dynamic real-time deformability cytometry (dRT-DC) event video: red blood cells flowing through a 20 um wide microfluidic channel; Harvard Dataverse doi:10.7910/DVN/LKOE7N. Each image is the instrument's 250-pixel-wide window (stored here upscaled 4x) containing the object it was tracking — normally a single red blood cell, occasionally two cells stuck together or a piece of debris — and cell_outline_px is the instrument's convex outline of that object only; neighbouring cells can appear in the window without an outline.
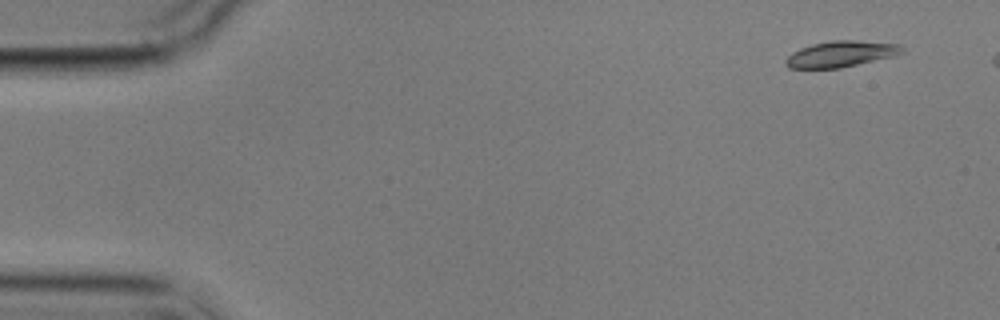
{"species": "common noctule bat (a hibernating species)", "species_latin": "Nyctalus noctula", "temperature_condition": "cold", "stored_images_in_passage": 9, "camera_frame_rate_fps": 3000, "um_per_image_px": 0.085, "animal": {"sex": "male", "body_mass_g": 17.9}, "frame": {"image": 1, "passage_image": 1, "time_ms": 0.0, "image_size_px": [1000, 320], "cell_outline_px": [[904, 52], [892, 56], [840, 68], [788, 68], [784, 64], [784, 60], [792, 52], [800, 48], [812, 44], [832, 40], [856, 40], [900, 44], [904, 48]], "centroid_in_image_um": [71.45, 4.58], "position_along_channel_um": 13.6, "area_um2": 17.63}}
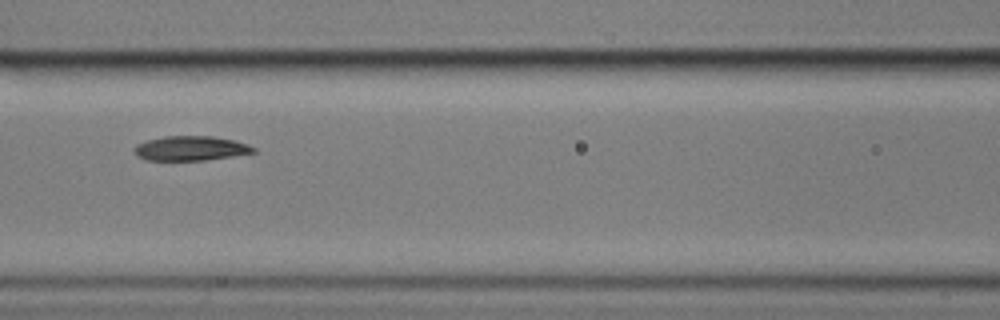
{"frame": {"image": 2, "passage_image": 7, "time_ms": 7.0, "image_size_px": [1000, 320], "cell_outline_px": [[256, 152], [232, 156], [204, 160], [144, 160], [136, 156], [132, 152], [132, 148], [136, 144], [148, 140], [164, 136], [212, 136], [232, 140], [248, 144], [256, 148]], "centroid_in_image_um": [16.15, 12.61], "position_along_channel_um": 150.5, "area_um2": 17.17}}
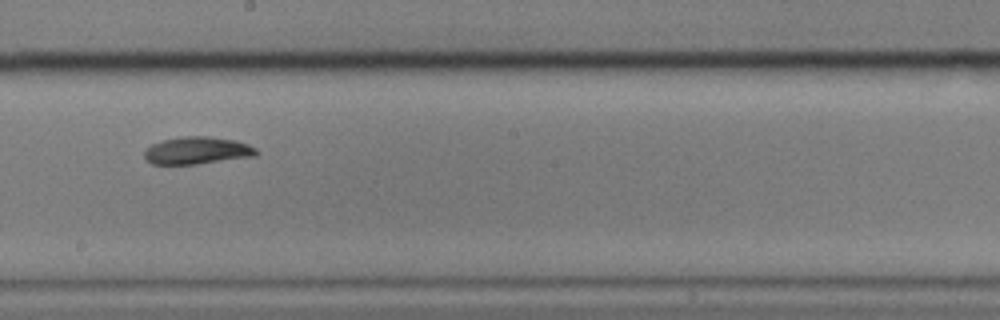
{"frame": {"image": 3, "passage_image": 9, "time_ms": 9.333, "image_size_px": [1000, 320], "cell_outline_px": [[260, 152], [256, 156], [196, 164], [152, 164], [144, 160], [144, 152], [152, 144], [164, 140], [184, 136], [208, 136], [236, 140], [248, 144], [256, 148]], "centroid_in_image_um": [16.78, 12.8], "position_along_channel_um": 231.4, "area_um2": 17.92}}